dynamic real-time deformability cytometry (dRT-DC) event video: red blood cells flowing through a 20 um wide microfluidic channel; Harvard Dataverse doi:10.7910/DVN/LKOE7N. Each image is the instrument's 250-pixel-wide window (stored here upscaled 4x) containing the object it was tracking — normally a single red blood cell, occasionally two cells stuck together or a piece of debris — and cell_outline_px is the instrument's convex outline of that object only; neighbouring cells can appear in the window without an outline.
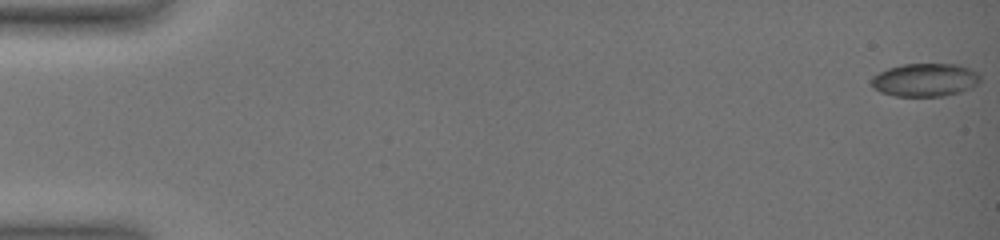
{"species": "common noctule bat (a hibernating species)", "species_latin": "Nyctalus noctula", "temperature_condition": "warm", "stored_images_in_passage": 31, "camera_frame_rate_fps": 3000, "um_per_image_px": 0.085, "animal": {"sex": "female", "body_mass_g": 19.0, "forearm_length_mm": 51.5}, "frame": {"image": 1, "passage_image": 1, "time_ms": 0.0, "image_size_px": [1000, 240], "cell_outline_px": [[980, 80], [972, 88], [960, 92], [944, 96], [896, 96], [880, 92], [872, 88], [868, 80], [872, 76], [888, 68], [900, 64], [956, 64], [980, 72]], "centroid_in_image_um": [78.6, 6.79], "position_along_channel_um": 6.4, "area_um2": 21.33}}
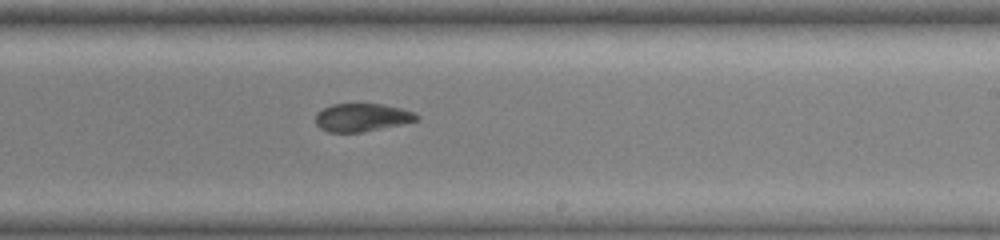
{"frame": {"image": 2, "passage_image": 20, "time_ms": 11.667, "image_size_px": [1000, 240], "cell_outline_px": [[420, 120], [404, 124], [360, 132], [328, 132], [320, 128], [316, 124], [316, 112], [332, 104], [384, 104], [416, 112], [420, 116]], "centroid_in_image_um": [30.81, 9.98], "position_along_channel_um": 258.2, "area_um2": 16.65}}
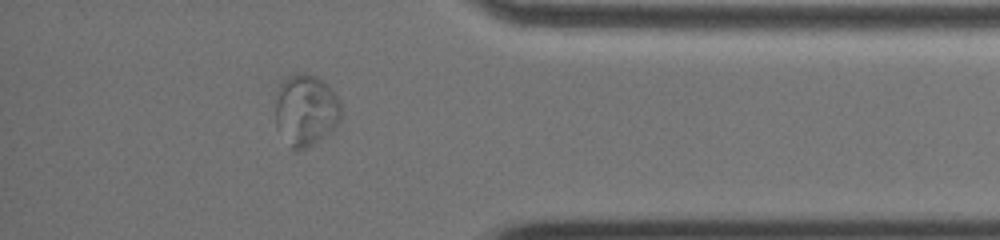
{"frame": {"image": 3, "passage_image": 27, "time_ms": 16.0, "image_size_px": [1000, 240], "cell_outline_px": [[340, 124], [336, 128], [312, 144], [304, 148], [292, 152], [276, 128], [276, 88], [284, 76], [296, 72], [304, 72], [316, 76], [332, 88], [340, 104]], "centroid_in_image_um": [25.95, 9.34], "position_along_channel_um": 409.2, "area_um2": 28.09}}